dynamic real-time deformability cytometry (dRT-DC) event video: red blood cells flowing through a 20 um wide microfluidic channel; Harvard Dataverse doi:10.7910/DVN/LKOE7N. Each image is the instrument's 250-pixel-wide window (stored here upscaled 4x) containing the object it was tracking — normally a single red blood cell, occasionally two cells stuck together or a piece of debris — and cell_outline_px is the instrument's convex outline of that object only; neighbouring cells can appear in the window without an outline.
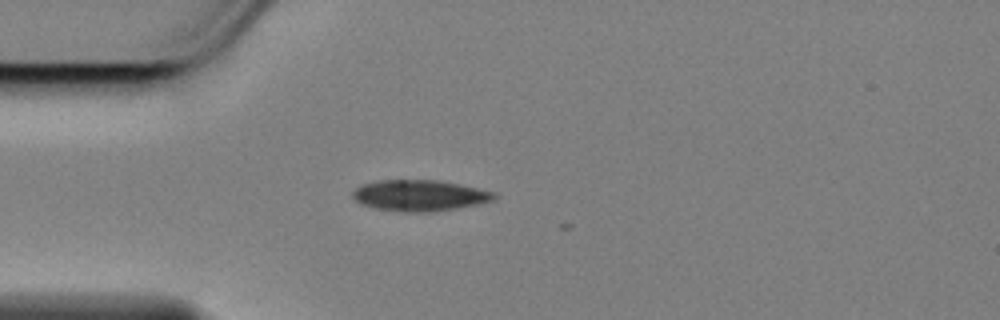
{"species": "Egyptian fruit bat (a non-hibernating species)", "species_latin": "Rousettus aegyptiacus", "temperature_condition": "cold", "stored_images_in_passage": 5, "camera_frame_rate_fps": 3000, "um_per_image_px": 0.085, "animal": {"sex": "female"}, "frame": {"image": 1, "passage_image": 1, "time_ms": 0.0, "image_size_px": [1000, 320], "cell_outline_px": [[496, 196], [492, 200], [476, 204], [436, 212], [400, 212], [376, 208], [360, 204], [352, 196], [352, 192], [360, 184], [380, 180], [440, 180], [460, 184], [496, 192]], "centroid_in_image_um": [35.64, 16.61], "position_along_channel_um": 49.4, "area_um2": 25.72}}